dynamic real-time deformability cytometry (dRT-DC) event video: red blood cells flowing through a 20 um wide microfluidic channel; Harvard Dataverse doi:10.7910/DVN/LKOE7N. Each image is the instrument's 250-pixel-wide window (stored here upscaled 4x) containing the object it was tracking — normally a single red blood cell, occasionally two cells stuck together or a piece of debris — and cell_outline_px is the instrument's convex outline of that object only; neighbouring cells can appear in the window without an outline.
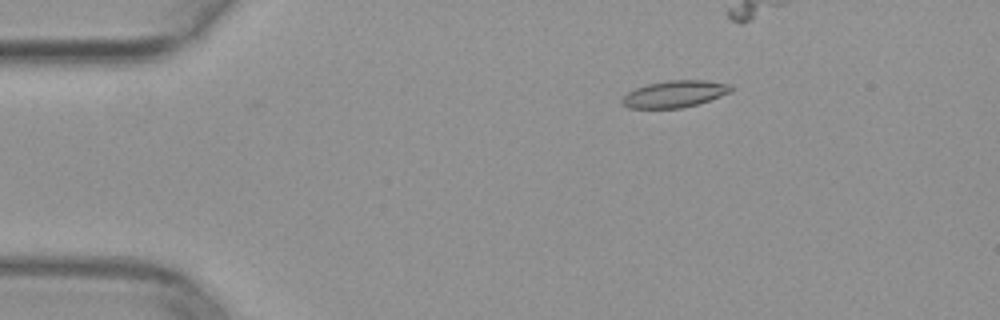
{"species": "common noctule bat (a hibernating species)", "species_latin": "Nyctalus noctula", "temperature_condition": "warm", "stored_images_in_passage": 40, "camera_frame_rate_fps": 3000, "um_per_image_px": 0.085, "animal": {"sex": "female", "body_mass_g": 29.2, "forearm_length_mm": 56.3}, "frame": {"image": 1, "passage_image": 9, "time_ms": 2.667, "image_size_px": [1000, 320], "cell_outline_px": [[732, 92], [696, 104], [680, 108], [628, 108], [620, 100], [628, 92], [636, 88], [648, 84], [668, 80], [704, 80], [732, 84]], "centroid_in_image_um": [57.36, 7.98], "position_along_channel_um": 27.6, "area_um2": 16.88}}
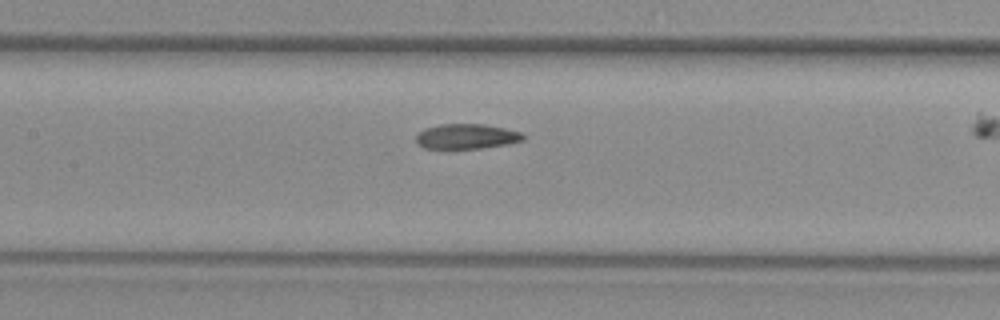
{"frame": {"image": 2, "passage_image": 24, "time_ms": 7.667, "image_size_px": [1000, 320], "cell_outline_px": [[524, 140], [504, 144], [480, 148], [424, 148], [416, 144], [416, 136], [424, 128], [440, 124], [484, 124], [504, 128], [520, 132], [524, 136]], "centroid_in_image_um": [39.61, 11.59], "position_along_channel_um": 167.8, "area_um2": 15.43}}
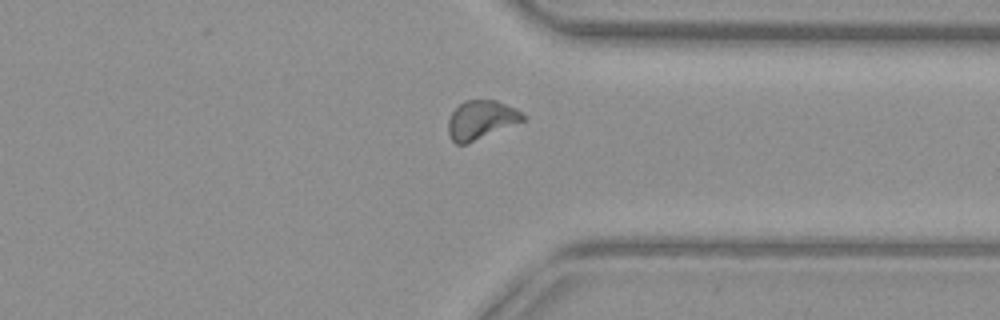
{"frame": {"image": 3, "passage_image": 39, "time_ms": 12.667, "image_size_px": [1000, 320], "cell_outline_px": [[524, 120], [468, 144], [456, 144], [448, 136], [448, 120], [452, 112], [464, 100], [496, 100], [516, 108], [524, 116]], "centroid_in_image_um": [40.85, 10.2], "position_along_channel_um": 370.5, "area_um2": 16.82}}